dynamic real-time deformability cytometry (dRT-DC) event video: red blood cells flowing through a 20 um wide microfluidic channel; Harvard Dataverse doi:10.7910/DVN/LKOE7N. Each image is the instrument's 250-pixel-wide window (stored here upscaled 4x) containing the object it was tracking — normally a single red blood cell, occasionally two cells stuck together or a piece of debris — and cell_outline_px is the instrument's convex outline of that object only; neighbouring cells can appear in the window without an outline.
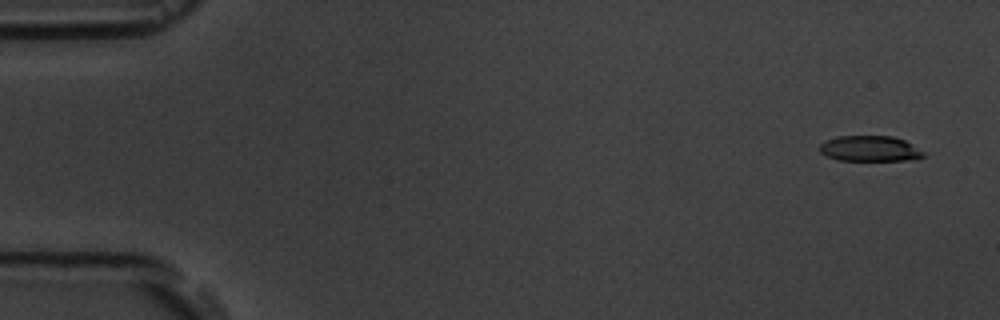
{"species": "common noctule bat (a hibernating species)", "species_latin": "Nyctalus noctula", "temperature_condition": "room temperature", "stored_images_in_passage": 4, "camera_frame_rate_fps": 3000, "um_per_image_px": 0.085, "animal": {"sex": "male", "body_mass_g": 19.5, "forearm_length_mm": 54.6}, "frame": {"image": 1, "passage_image": 1, "time_ms": 0.0, "image_size_px": [1000, 320], "cell_outline_px": [[924, 156], [916, 160], [836, 160], [820, 152], [820, 144], [824, 140], [836, 136], [892, 136], [904, 140], [924, 152]], "centroid_in_image_um": [73.92, 12.63], "position_along_channel_um": 11.1, "area_um2": 15.49}}
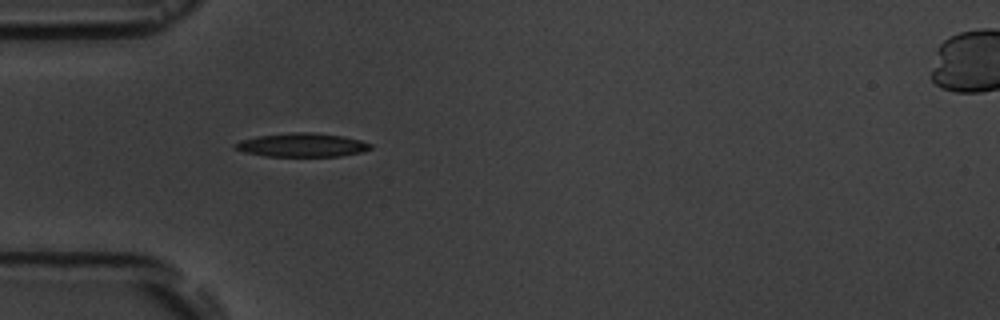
{"frame": {"image": 2, "passage_image": 4, "time_ms": 4.667, "image_size_px": [1000, 320], "cell_outline_px": [[372, 148], [360, 152], [340, 156], [264, 156], [244, 152], [232, 148], [232, 144], [240, 140], [260, 136], [292, 132], [312, 132], [344, 136], [360, 140], [372, 144]], "centroid_in_image_um": [25.64, 12.32], "position_along_channel_um": 59.4, "area_um2": 18.73}}